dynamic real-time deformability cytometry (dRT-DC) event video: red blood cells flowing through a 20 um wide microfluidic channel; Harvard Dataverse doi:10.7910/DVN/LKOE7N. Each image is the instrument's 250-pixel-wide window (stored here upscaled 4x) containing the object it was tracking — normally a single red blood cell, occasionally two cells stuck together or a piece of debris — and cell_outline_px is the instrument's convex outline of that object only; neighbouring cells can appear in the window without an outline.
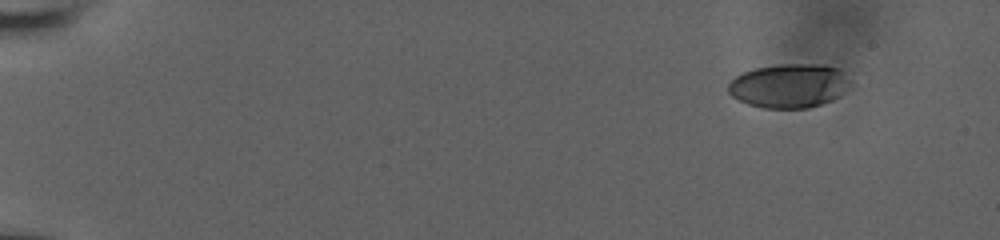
{"species": "human", "species_latin": "Homo sapiens", "temperature_condition": "room temperature", "stored_images_in_passage": 52, "camera_frame_rate_fps": 3000, "um_per_image_px": 0.085, "donor": {"sex": "male"}, "frame": {"image": 1, "passage_image": 1, "time_ms": 0.0, "image_size_px": [1000, 240], "cell_outline_px": [[844, 76], [840, 96], [832, 100], [808, 108], [764, 108], [748, 104], [732, 96], [728, 92], [728, 84], [736, 76], [744, 72], [756, 68], [784, 64], [820, 64], [840, 68]], "centroid_in_image_um": [66.98, 7.29], "position_along_channel_um": 18.0, "area_um2": 30.46}}
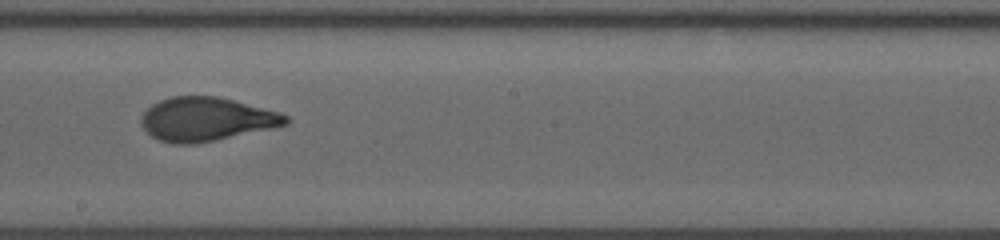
{"frame": {"image": 2, "passage_image": 30, "time_ms": 9.667, "image_size_px": [1000, 240], "cell_outline_px": [[288, 124], [272, 128], [216, 140], [196, 144], [172, 144], [160, 140], [152, 136], [140, 124], [140, 116], [152, 104], [160, 100], [172, 96], [216, 96], [280, 112], [288, 116]], "centroid_in_image_um": [17.51, 10.14], "position_along_channel_um": 230.7, "area_um2": 36.7}}
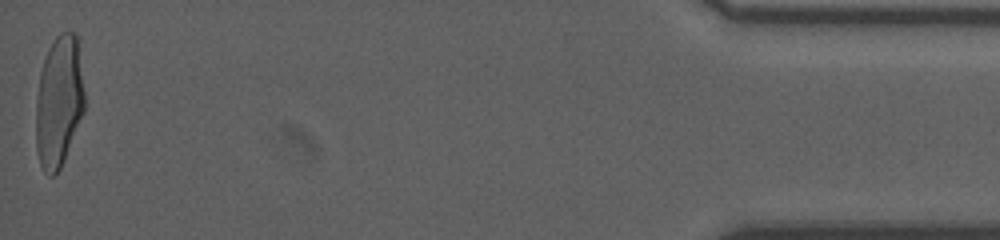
{"frame": {"image": 3, "passage_image": 52, "time_ms": 17.0, "image_size_px": [1000, 240], "cell_outline_px": [[84, 112], [60, 168], [52, 176], [48, 176], [44, 172], [40, 164], [36, 148], [36, 100], [40, 72], [48, 48], [56, 36], [60, 32], [76, 32], [84, 92]], "centroid_in_image_um": [4.99, 8.63], "position_along_channel_um": 430.2, "area_um2": 37.05}, "authors_computed_cell_mechanics": {"area_um2": 36.3562, "velocity_mm_per_s": 3.8556, "shape_relaxation_time_tau1_ms": 7.0616, "shape_relaxation_time_tau2_ms": 0.8566, "deformation_change_tau1": 0.2833, "deformation_change_tau2": 0.0645}}